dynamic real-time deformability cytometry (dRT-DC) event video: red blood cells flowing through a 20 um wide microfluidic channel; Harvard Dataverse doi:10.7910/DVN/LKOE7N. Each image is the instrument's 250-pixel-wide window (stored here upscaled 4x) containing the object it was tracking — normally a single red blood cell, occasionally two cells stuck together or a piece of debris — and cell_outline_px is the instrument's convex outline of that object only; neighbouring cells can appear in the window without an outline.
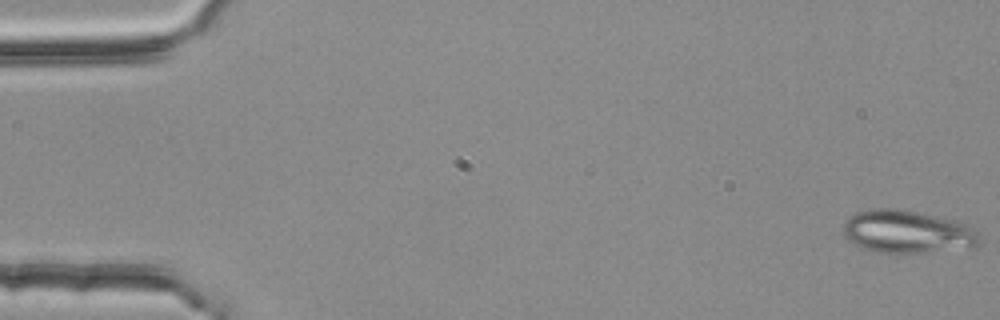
{"species": "common noctule bat (a hibernating species)", "species_latin": "Nyctalus noctula", "temperature_condition": "room temperature", "stored_images_in_passage": 54, "camera_frame_rate_fps": 3000, "um_per_image_px": 0.085, "animal": {"sex": "female", "body_mass_g": 25.1}, "frame": {"image": 1, "passage_image": 1, "time_ms": 0.0, "image_size_px": [1000, 320], "cell_outline_px": [[980, 244], [972, 248], [924, 252], [880, 252], [864, 248], [848, 240], [844, 236], [844, 224], [856, 212], [876, 208], [892, 208], [916, 212], [936, 216], [968, 224], [980, 236]], "centroid_in_image_um": [77.16, 19.7], "position_along_channel_um": 7.8, "area_um2": 33.58}}
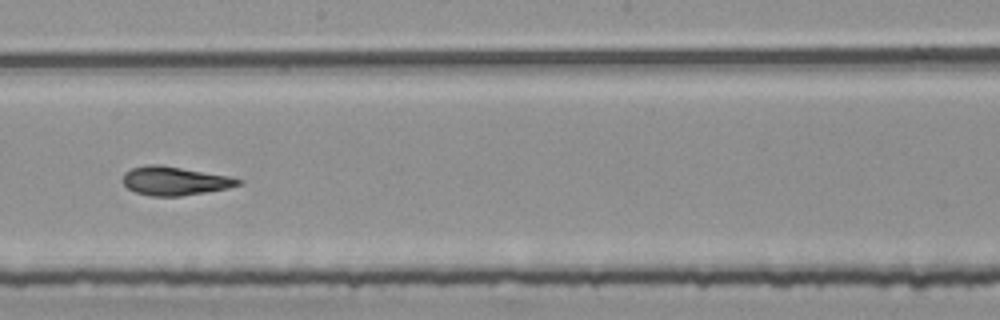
{"frame": {"image": 2, "passage_image": 31, "time_ms": 10.0, "image_size_px": [1000, 320], "cell_outline_px": [[244, 180], [240, 184], [228, 188], [180, 196], [152, 196], [136, 192], [128, 188], [124, 184], [124, 172], [132, 168], [148, 164], [160, 164], [228, 176]], "centroid_in_image_um": [14.84, 15.37], "position_along_channel_um": 233.4, "area_um2": 19.07}}
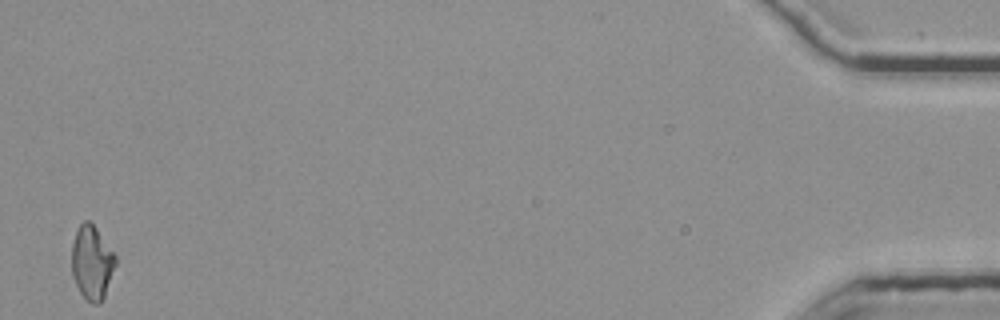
{"frame": {"image": 3, "passage_image": 54, "time_ms": 17.667, "image_size_px": [1000, 320], "cell_outline_px": [[116, 264], [104, 300], [100, 304], [92, 304], [80, 292], [72, 276], [72, 244], [76, 232], [80, 224], [84, 220], [88, 220], [96, 228], [116, 256]], "centroid_in_image_um": [7.82, 22.35], "position_along_channel_um": 427.4, "area_um2": 18.84}, "authors_computed_cell_mechanics": {"area_um2": 19.363, "velocity_mm_per_s": 3.7718, "shape_relaxation_time_tau1_ms": null, "shape_relaxation_time_tau2_ms": 1.6751, "deformation_change_tau1": null, "deformation_change_tau2": 0.1001}}